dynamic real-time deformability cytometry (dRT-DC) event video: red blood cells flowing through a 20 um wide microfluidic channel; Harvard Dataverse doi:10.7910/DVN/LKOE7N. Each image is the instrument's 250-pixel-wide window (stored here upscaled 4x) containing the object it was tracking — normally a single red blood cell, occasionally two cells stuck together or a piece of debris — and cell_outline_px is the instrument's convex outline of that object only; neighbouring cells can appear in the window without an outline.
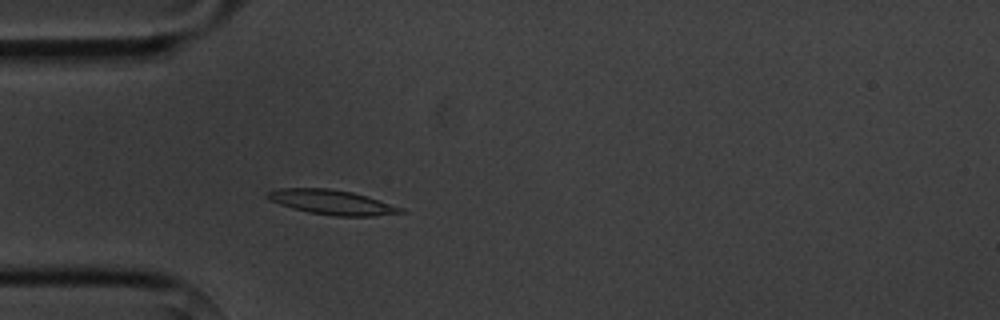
{"species": "common noctule bat (a hibernating species)", "species_latin": "Nyctalus noctula", "temperature_condition": "cold", "stored_images_in_passage": 3, "camera_frame_rate_fps": 3000, "um_per_image_px": 0.085, "animal": {"sex": "male", "body_mass_g": 20.1, "forearm_length_mm": 53.5}, "frame": {"image": 1, "passage_image": 3, "time_ms": 3.333, "image_size_px": [1000, 320], "cell_outline_px": [[408, 212], [372, 216], [336, 216], [308, 212], [292, 208], [280, 204], [264, 196], [268, 192], [280, 188], [328, 188], [352, 192], [404, 208]], "centroid_in_image_um": [28.23, 17.19], "position_along_channel_um": 56.8, "area_um2": 18.96}}